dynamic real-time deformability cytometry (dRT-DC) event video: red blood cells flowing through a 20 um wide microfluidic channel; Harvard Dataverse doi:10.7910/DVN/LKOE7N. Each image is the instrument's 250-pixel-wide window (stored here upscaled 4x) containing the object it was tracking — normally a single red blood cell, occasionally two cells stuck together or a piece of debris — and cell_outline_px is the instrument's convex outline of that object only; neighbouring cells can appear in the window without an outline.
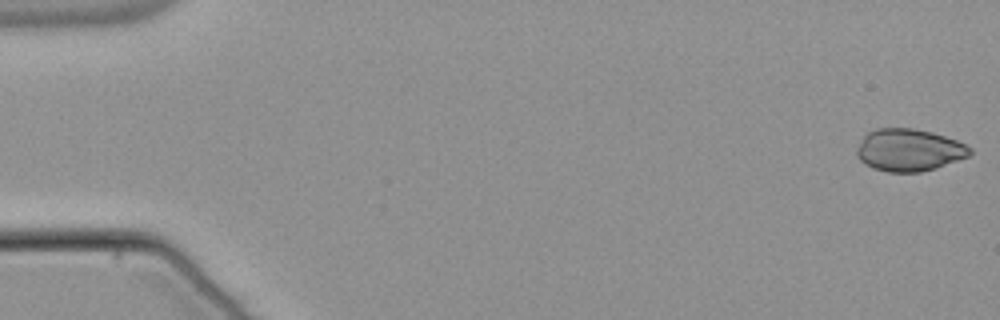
{"species": "common noctule bat (a hibernating species)", "species_latin": "Nyctalus noctula", "temperature_condition": "warm", "stored_images_in_passage": 53, "camera_frame_rate_fps": 3000, "um_per_image_px": 0.085, "animal": {"sex": "male", "body_mass_g": 21.5, "forearm_length_mm": 52.0}, "frame": {"image": 1, "passage_image": 1, "time_ms": 0.0, "image_size_px": [1000, 320], "cell_outline_px": [[972, 152], [968, 156], [936, 168], [920, 172], [888, 172], [872, 168], [864, 164], [856, 156], [856, 148], [864, 136], [868, 132], [876, 128], [912, 128], [932, 132], [956, 140], [972, 148]], "centroid_in_image_um": [77.23, 12.76], "position_along_channel_um": 7.8, "area_um2": 27.92}}
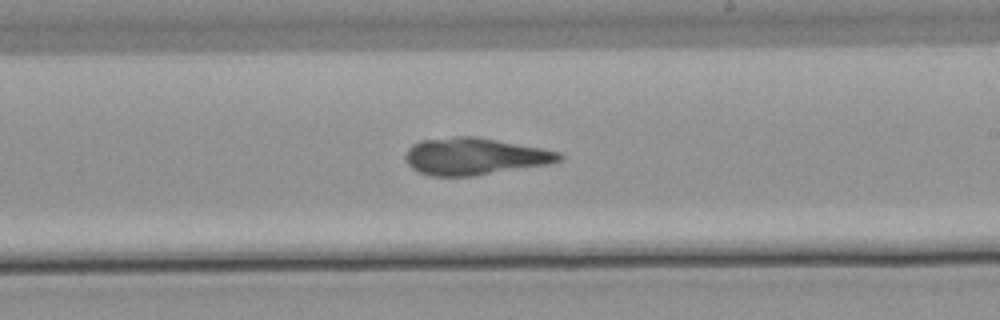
{"frame": {"image": 2, "passage_image": 32, "time_ms": 10.333, "image_size_px": [1000, 320], "cell_outline_px": [[564, 156], [560, 160], [548, 164], [472, 176], [432, 176], [420, 172], [412, 168], [404, 160], [404, 156], [408, 148], [412, 144], [420, 140], [452, 136], [476, 136], [540, 148], [560, 152]], "centroid_in_image_um": [40.29, 13.28], "position_along_channel_um": 248.7, "area_um2": 33.12}}
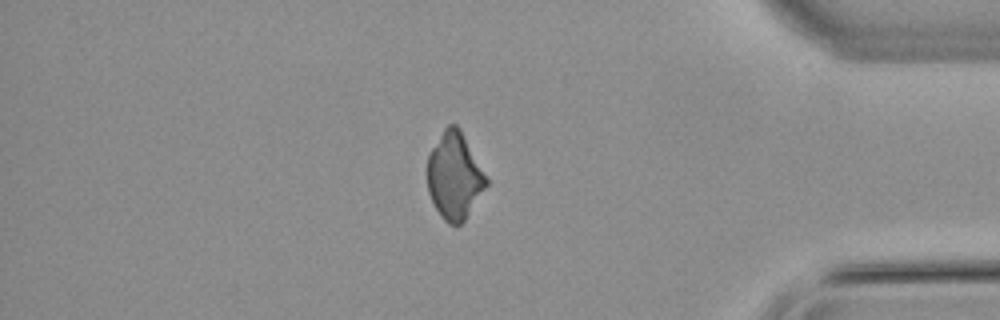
{"frame": {"image": 3, "passage_image": 46, "time_ms": 15.0, "image_size_px": [1000, 320], "cell_outline_px": [[488, 184], [464, 220], [460, 224], [448, 224], [440, 216], [428, 192], [428, 156], [432, 148], [444, 128], [448, 124], [456, 124], [460, 128], [488, 180]], "centroid_in_image_um": [38.62, 14.95], "position_along_channel_um": 396.6, "area_um2": 29.3}}